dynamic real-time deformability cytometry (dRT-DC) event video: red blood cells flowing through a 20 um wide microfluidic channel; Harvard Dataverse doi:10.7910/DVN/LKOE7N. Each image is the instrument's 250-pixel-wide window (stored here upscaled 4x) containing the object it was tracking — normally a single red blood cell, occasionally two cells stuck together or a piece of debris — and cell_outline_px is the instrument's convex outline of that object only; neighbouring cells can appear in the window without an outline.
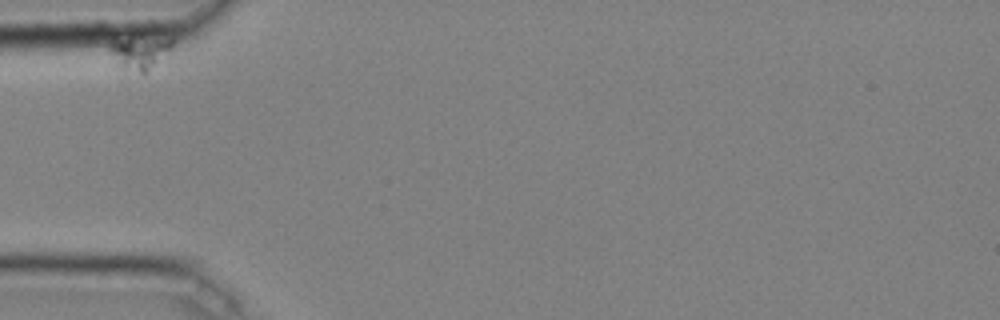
{"species": "common noctule bat (a hibernating species)", "species_latin": "Nyctalus noctula", "temperature_condition": "cold", "stored_images_in_passage": 42, "camera_frame_rate_fps": 3000, "um_per_image_px": 0.085, "animal": {"sex": "male", "body_mass_g": 20.4}, "frame": {"image": 1, "passage_image": 1, "time_ms": 0.0, "image_size_px": [1000, 320], "cell_outline_px": [[172, 44], [148, 72], [144, 76], [120, 64], [108, 48], [112, 44], [128, 40], [172, 40]], "centroid_in_image_um": [11.87, 4.56], "position_along_channel_um": 73.1, "area_um2": 10.29}}
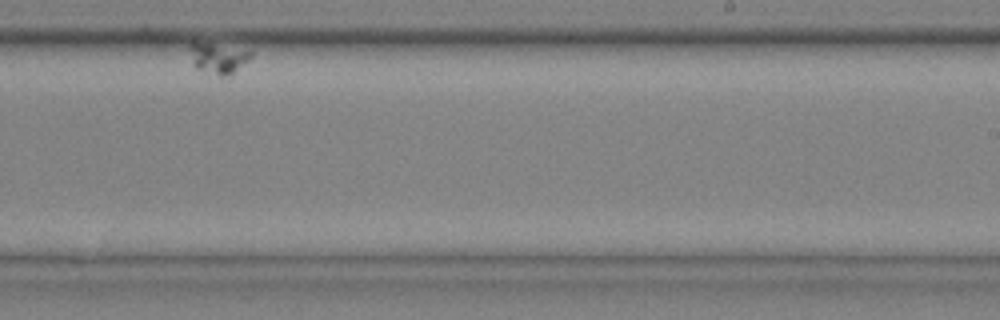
{"frame": {"image": 2, "passage_image": 30, "time_ms": 9.667, "image_size_px": [1000, 320], "cell_outline_px": [[252, 56], [248, 60], [228, 76], [220, 76], [196, 68], [192, 64], [188, 44], [212, 44], [252, 52]], "centroid_in_image_um": [18.5, 4.97], "position_along_channel_um": 270.5, "area_um2": 10.35}}
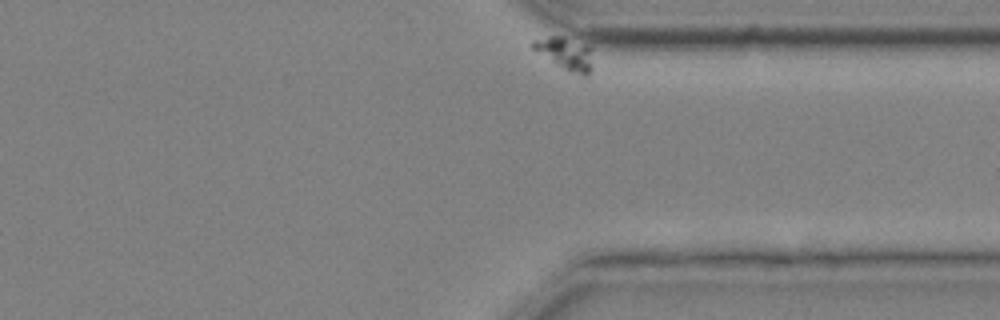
{"frame": {"image": 3, "passage_image": 42, "time_ms": 13.667, "image_size_px": [1000, 320], "cell_outline_px": [[592, 68], [584, 76], [572, 72], [564, 68], [532, 48], [532, 40], [548, 36], [564, 36], [584, 44], [588, 48]], "centroid_in_image_um": [48.02, 4.51], "position_along_channel_um": 363.4, "area_um2": 10.69}}